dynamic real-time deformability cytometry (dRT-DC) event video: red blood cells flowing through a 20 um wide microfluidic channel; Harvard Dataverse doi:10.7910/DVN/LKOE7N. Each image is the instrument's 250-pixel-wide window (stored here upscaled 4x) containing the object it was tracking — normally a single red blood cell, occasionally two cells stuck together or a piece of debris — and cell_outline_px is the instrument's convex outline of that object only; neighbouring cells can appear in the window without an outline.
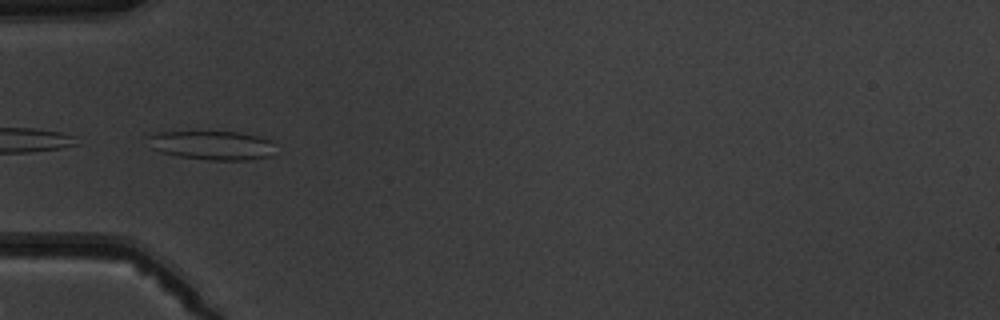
{"species": "common noctule bat (a hibernating species)", "species_latin": "Nyctalus noctula", "temperature_condition": "warm", "stored_images_in_passage": 4, "camera_frame_rate_fps": 3000, "um_per_image_px": 0.085, "animal": {"sex": "male", "body_mass_g": 19.5, "forearm_length_mm": 54.6}, "frame": {"image": 1, "passage_image": 4, "time_ms": 3.667, "image_size_px": [1000, 320], "cell_outline_px": [[272, 140], [268, 156], [248, 160], [208, 160], [180, 156], [160, 152], [152, 148], [148, 136], [156, 132], [236, 132], [260, 136]], "centroid_in_image_um": [17.99, 12.34], "position_along_channel_um": 67.0, "area_um2": 21.1}}